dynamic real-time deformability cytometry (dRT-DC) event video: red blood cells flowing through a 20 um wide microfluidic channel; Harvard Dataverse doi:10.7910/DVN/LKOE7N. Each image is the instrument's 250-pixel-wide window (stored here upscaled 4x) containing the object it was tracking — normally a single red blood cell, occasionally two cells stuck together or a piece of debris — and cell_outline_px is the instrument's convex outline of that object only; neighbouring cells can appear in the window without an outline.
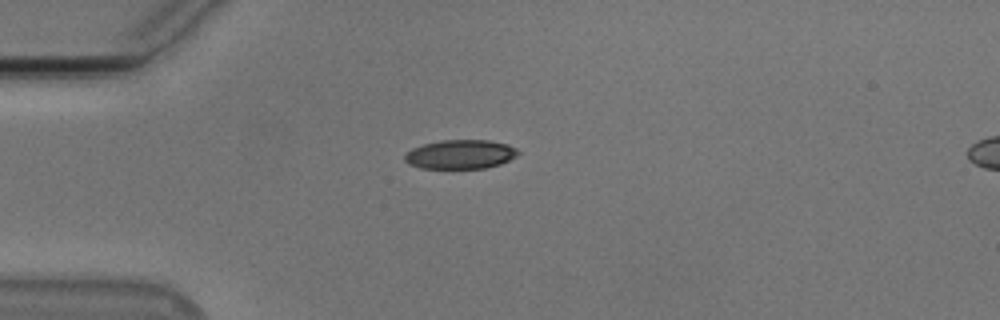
{"species": "Egyptian fruit bat (a non-hibernating species)", "species_latin": "Rousettus aegyptiacus", "temperature_condition": "cold", "stored_images_in_passage": 36, "camera_frame_rate_fps": 3000, "um_per_image_px": 0.085, "animal": {"sex": "male"}, "frame": {"image": 1, "passage_image": 1, "time_ms": 0.0, "image_size_px": [1000, 320], "cell_outline_px": [[520, 152], [516, 156], [500, 164], [484, 168], [420, 168], [408, 164], [404, 160], [404, 156], [412, 148], [424, 144], [440, 140], [488, 140], [508, 144], [516, 148]], "centroid_in_image_um": [39.13, 13.11], "position_along_channel_um": 45.9, "area_um2": 19.19}}
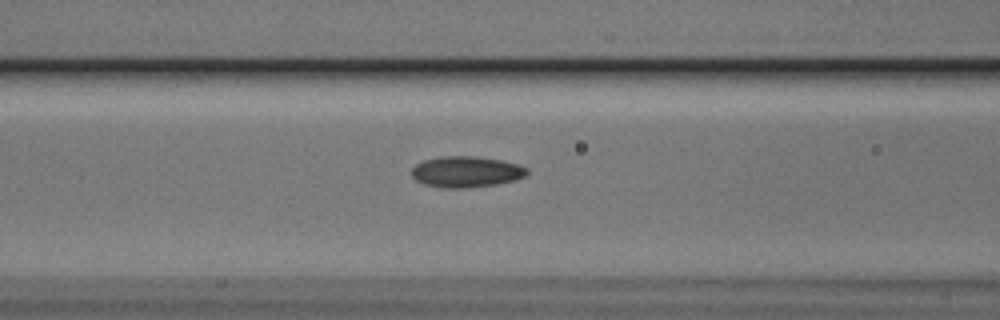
{"frame": {"image": 2, "passage_image": 9, "time_ms": 2.667, "image_size_px": [1000, 320], "cell_outline_px": [[528, 172], [524, 176], [516, 180], [496, 184], [468, 188], [440, 188], [424, 184], [416, 180], [412, 176], [412, 168], [416, 164], [424, 160], [440, 156], [472, 156], [500, 160], [516, 164], [528, 168]], "centroid_in_image_um": [39.6, 14.61], "position_along_channel_um": 127.0, "area_um2": 20.87}}
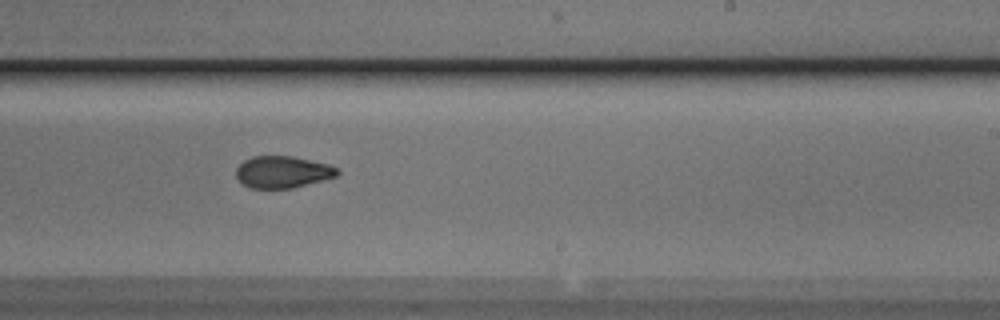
{"frame": {"image": 3, "passage_image": 20, "time_ms": 6.333, "image_size_px": [1000, 320], "cell_outline_px": [[340, 172], [336, 176], [292, 188], [252, 188], [244, 184], [236, 176], [236, 168], [244, 160], [252, 156], [292, 156], [328, 164], [340, 168]], "centroid_in_image_um": [24.03, 14.61], "position_along_channel_um": 265.0, "area_um2": 18.67}, "authors_computed_cell_mechanics": {"area_um2": 19.9121, "velocity_mm_per_s": 3.777, "shape_relaxation_time_tau1_ms": 5.8893, "shape_relaxation_time_tau2_ms": 2.3774, "deformation_change_tau1": 0.1544, "deformation_change_tau2": 0.0807}}